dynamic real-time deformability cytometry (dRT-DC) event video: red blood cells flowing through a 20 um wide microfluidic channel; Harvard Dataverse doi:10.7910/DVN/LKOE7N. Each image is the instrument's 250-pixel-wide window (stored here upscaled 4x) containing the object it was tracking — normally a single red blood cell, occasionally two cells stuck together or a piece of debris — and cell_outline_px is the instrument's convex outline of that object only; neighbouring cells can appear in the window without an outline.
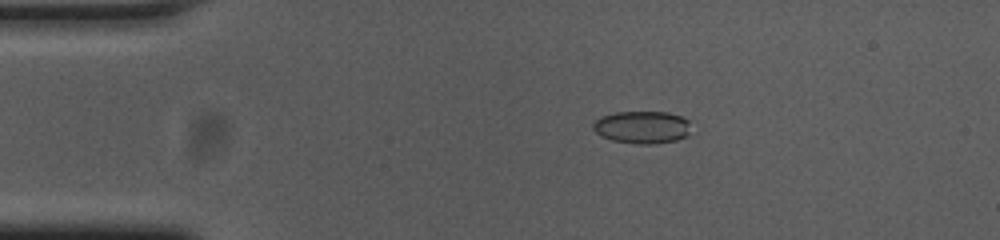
{"species": "common noctule bat (a hibernating species)", "species_latin": "Nyctalus noctula", "temperature_condition": "cold", "stored_images_in_passage": 54, "camera_frame_rate_fps": 3000, "um_per_image_px": 0.085, "animal": {"sex": "female", "body_mass_g": 23.0, "forearm_length_mm": 53.4}, "frame": {"image": 1, "passage_image": 10, "time_ms": 3.0, "image_size_px": [1000, 240], "cell_outline_px": [[688, 132], [684, 136], [676, 140], [652, 144], [640, 144], [612, 140], [596, 132], [592, 128], [592, 124], [596, 120], [604, 116], [616, 112], [668, 112], [680, 116], [688, 120]], "centroid_in_image_um": [54.56, 10.81], "position_along_channel_um": 30.4, "area_um2": 18.15}}
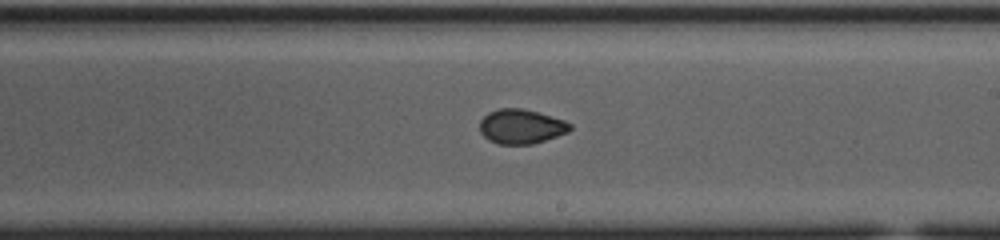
{"frame": {"image": 2, "passage_image": 31, "time_ms": 10.0, "image_size_px": [1000, 240], "cell_outline_px": [[572, 128], [568, 132], [532, 144], [500, 144], [488, 140], [480, 132], [480, 120], [488, 112], [500, 108], [524, 108], [564, 120], [572, 124]], "centroid_in_image_um": [44.29, 10.74], "position_along_channel_um": 244.7, "area_um2": 18.15}}
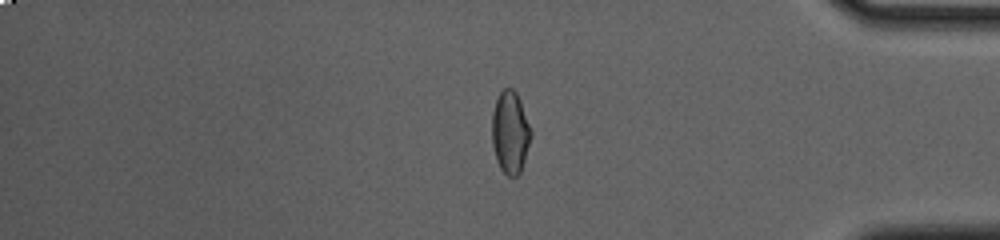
{"frame": {"image": 3, "passage_image": 45, "time_ms": 14.667, "image_size_px": [1000, 240], "cell_outline_px": [[532, 136], [520, 172], [516, 176], [508, 176], [500, 168], [496, 160], [492, 144], [492, 112], [496, 100], [500, 92], [504, 88], [512, 88], [516, 92], [520, 100], [532, 132]], "centroid_in_image_um": [43.36, 11.24], "position_along_channel_um": 391.8, "area_um2": 18.67}, "authors_computed_cell_mechanics": {"area_um2": 18.5538, "velocity_mm_per_s": 3.7461, "shape_relaxation_time_tau1_ms": 6.3728, "shape_relaxation_time_tau2_ms": 1.7116, "deformation_change_tau1": 0.167, "deformation_change_tau2": 0.0444}}